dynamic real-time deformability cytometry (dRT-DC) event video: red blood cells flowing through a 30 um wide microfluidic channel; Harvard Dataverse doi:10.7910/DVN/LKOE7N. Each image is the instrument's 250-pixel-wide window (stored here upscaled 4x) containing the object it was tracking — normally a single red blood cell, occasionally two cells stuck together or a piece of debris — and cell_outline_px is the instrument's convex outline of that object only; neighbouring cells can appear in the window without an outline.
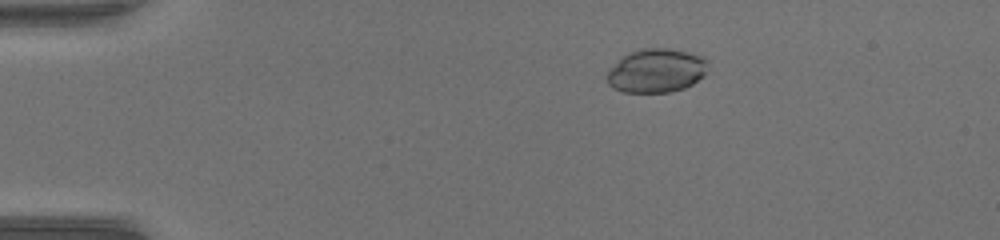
{"species": "common noctule bat (a hibernating species)", "species_latin": "Nyctalus noctula", "temperature_condition": "warm", "stored_images_in_passage": 52, "camera_frame_rate_fps": 3000, "um_per_image_px": 0.085, "animal": {"sex": "female", "body_mass_g": 17.0, "forearm_length_mm": 48.0}, "frame": {"image": 1, "passage_image": 11, "time_ms": 3.333, "image_size_px": [1000, 240], "cell_outline_px": [[708, 60], [704, 76], [692, 84], [684, 88], [668, 92], [624, 92], [612, 88], [608, 84], [604, 76], [628, 52], [644, 48], [668, 48], [688, 52], [704, 56]], "centroid_in_image_um": [55.8, 6.01], "position_along_channel_um": 29.2, "area_um2": 25.78}}
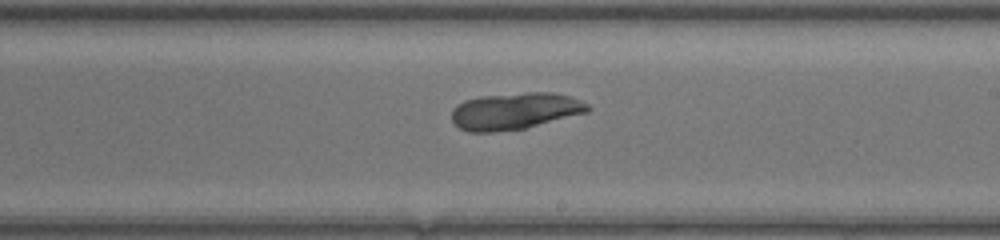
{"frame": {"image": 2, "passage_image": 32, "time_ms": 10.333, "image_size_px": [1000, 240], "cell_outline_px": [[592, 108], [588, 112], [524, 128], [492, 132], [468, 132], [460, 128], [452, 120], [452, 108], [456, 104], [464, 100], [480, 96], [528, 92], [552, 92], [572, 96], [588, 104]], "centroid_in_image_um": [43.77, 9.42], "position_along_channel_um": 245.2, "area_um2": 29.25}}
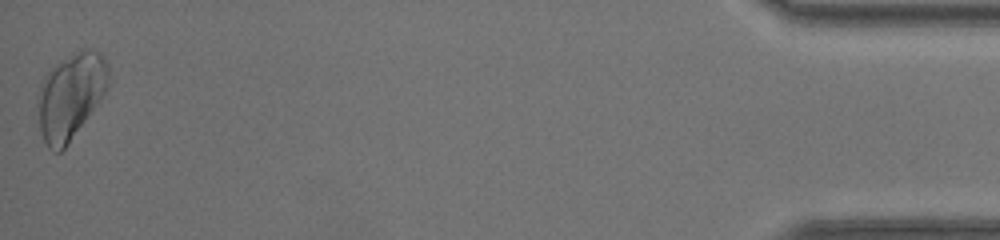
{"frame": {"image": 3, "passage_image": 52, "time_ms": 17.0, "image_size_px": [1000, 240], "cell_outline_px": [[108, 88], [68, 144], [60, 152], [52, 152], [48, 148], [40, 132], [40, 84], [44, 76], [56, 64], [84, 48], [88, 48], [100, 52], [104, 56], [108, 64]], "centroid_in_image_um": [6.03, 8.15], "position_along_channel_um": 429.2, "area_um2": 34.56}, "authors_computed_cell_mechanics": {"area_um2": 28.4087, "velocity_mm_per_s": 4.1473, "shape_relaxation_time_tau1_ms": 3.3368, "shape_relaxation_time_tau2_ms": null, "deformation_change_tau1": 0.0537, "deformation_change_tau2": null}}